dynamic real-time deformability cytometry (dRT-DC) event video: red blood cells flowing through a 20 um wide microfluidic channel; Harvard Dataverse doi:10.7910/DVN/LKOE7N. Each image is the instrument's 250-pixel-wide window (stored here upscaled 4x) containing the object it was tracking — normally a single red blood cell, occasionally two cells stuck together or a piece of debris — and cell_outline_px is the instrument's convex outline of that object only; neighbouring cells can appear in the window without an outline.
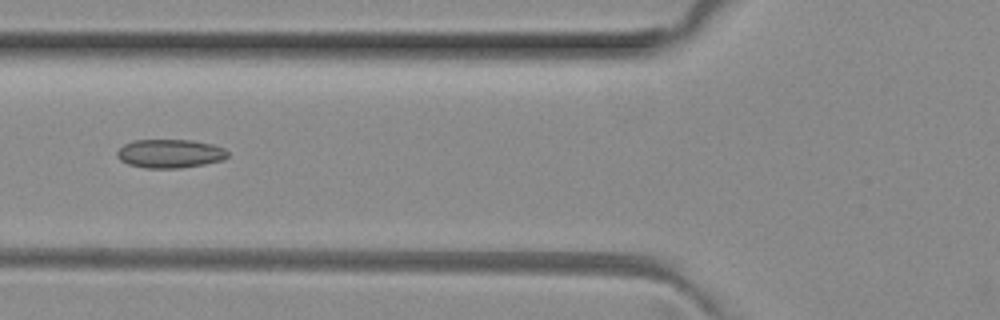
{"species": "common noctule bat (a hibernating species)", "species_latin": "Nyctalus noctula", "temperature_condition": "room temperature", "stored_images_in_passage": 5, "camera_frame_rate_fps": 3000, "um_per_image_px": 0.085, "animal": {"sex": "female", "body_mass_g": 29.2, "forearm_length_mm": 56.3}, "frame": {"image": 1, "passage_image": 5, "time_ms": 1.333, "image_size_px": [1000, 320], "cell_outline_px": [[228, 156], [224, 160], [204, 164], [180, 168], [148, 168], [128, 164], [120, 160], [116, 156], [116, 152], [124, 144], [132, 140], [192, 140], [212, 144], [224, 148], [228, 152]], "centroid_in_image_um": [14.45, 13.05], "position_along_channel_um": 111.4, "area_um2": 18.55}}